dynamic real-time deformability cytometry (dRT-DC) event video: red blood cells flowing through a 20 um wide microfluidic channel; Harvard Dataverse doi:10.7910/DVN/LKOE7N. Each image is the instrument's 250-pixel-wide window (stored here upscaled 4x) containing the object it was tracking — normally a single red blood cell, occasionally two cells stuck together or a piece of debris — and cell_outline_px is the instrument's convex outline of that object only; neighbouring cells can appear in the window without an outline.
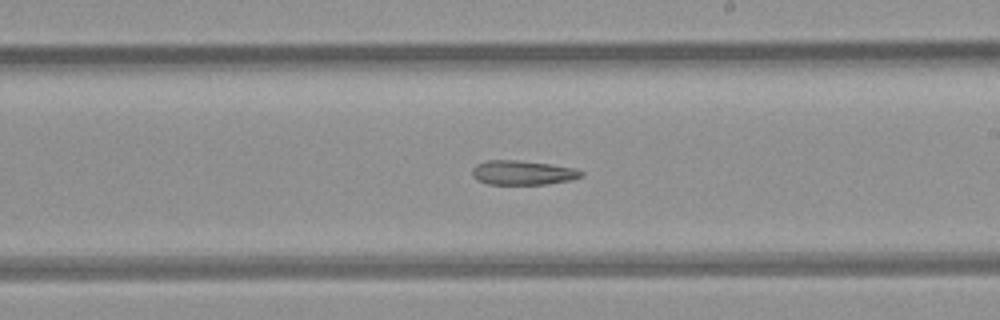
{"species": "common noctule bat (a hibernating species)", "species_latin": "Nyctalus noctula", "temperature_condition": "room temperature", "stored_images_in_passage": 29, "camera_frame_rate_fps": 3000, "um_per_image_px": 0.085, "animal": {"sex": "female", "body_mass_g": 21.9}, "frame": {"image": 1, "passage_image": 17, "time_ms": 5.333, "image_size_px": [1000, 320], "cell_outline_px": [[584, 176], [572, 180], [548, 184], [488, 184], [476, 180], [472, 176], [472, 168], [476, 164], [488, 160], [516, 160], [552, 164], [572, 168], [584, 172]], "centroid_in_image_um": [44.42, 14.68], "position_along_channel_um": 244.6, "area_um2": 15.61}}
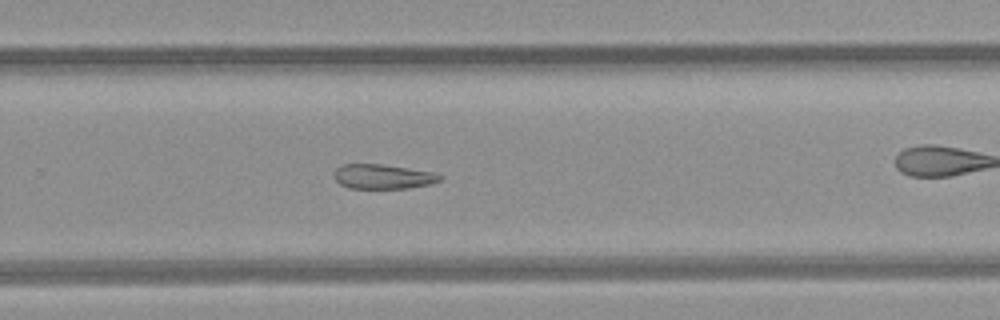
{"frame": {"image": 2, "passage_image": 21, "time_ms": 6.667, "image_size_px": [1000, 320], "cell_outline_px": [[444, 176], [440, 180], [432, 184], [408, 188], [348, 188], [340, 184], [332, 176], [332, 172], [336, 168], [344, 164], [380, 164], [408, 168], [432, 172]], "centroid_in_image_um": [32.52, 15.01], "position_along_channel_um": 297.3, "area_um2": 15.26}}